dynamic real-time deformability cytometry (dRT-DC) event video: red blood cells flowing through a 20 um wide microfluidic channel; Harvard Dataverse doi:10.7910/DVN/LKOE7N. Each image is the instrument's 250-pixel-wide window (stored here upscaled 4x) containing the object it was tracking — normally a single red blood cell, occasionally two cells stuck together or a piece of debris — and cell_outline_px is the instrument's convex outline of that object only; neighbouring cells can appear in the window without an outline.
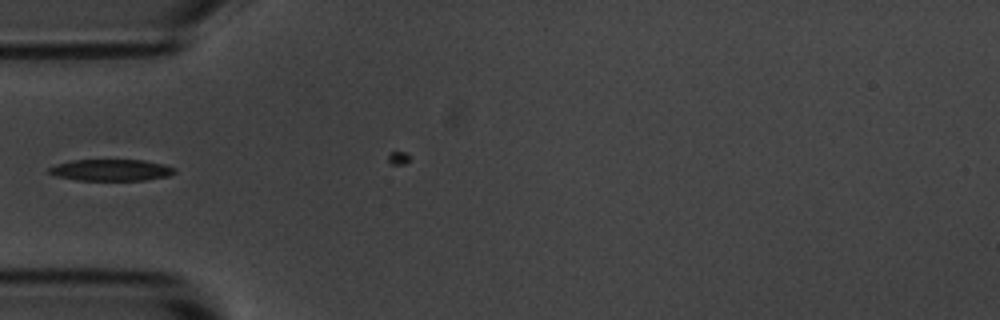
{"species": "common noctule bat (a hibernating species)", "species_latin": "Nyctalus noctula", "temperature_condition": "room temperature", "stored_images_in_passage": 7, "segment_of_instrument_passage": [2, 2], "camera_frame_rate_fps": 3000, "um_per_image_px": 0.085, "animal": {"sex": "male", "body_mass_g": 20.1, "forearm_length_mm": 53.5}, "frame": {"image": 1, "passage_image": 6, "time_ms": 5.667, "image_size_px": [1000, 320], "cell_outline_px": [[176, 172], [168, 176], [144, 180], [76, 180], [56, 176], [48, 172], [48, 168], [56, 164], [72, 160], [144, 160], [164, 164], [176, 168]], "centroid_in_image_um": [9.45, 14.45], "position_along_channel_um": 75.6, "area_um2": 15.78}}